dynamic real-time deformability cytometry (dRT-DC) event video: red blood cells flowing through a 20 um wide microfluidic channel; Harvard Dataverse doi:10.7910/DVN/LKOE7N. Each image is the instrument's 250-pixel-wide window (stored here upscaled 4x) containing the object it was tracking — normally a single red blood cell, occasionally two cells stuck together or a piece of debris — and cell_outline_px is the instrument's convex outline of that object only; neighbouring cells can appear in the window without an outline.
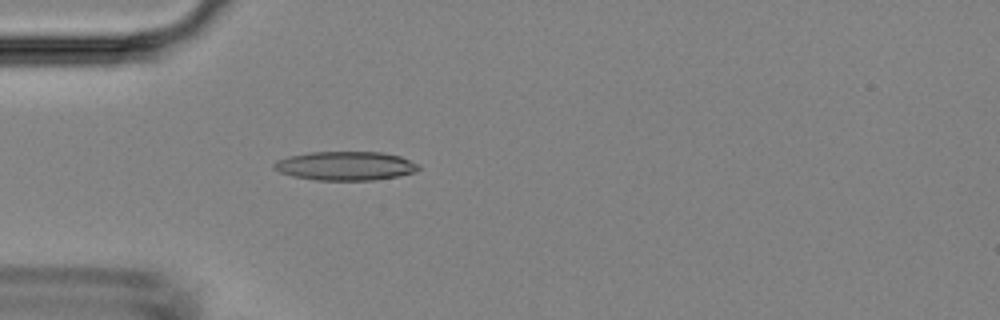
{"species": "Egyptian fruit bat (a non-hibernating species)", "species_latin": "Rousettus aegyptiacus", "temperature_condition": "room temperature", "stored_images_in_passage": 4, "camera_frame_rate_fps": 3000, "um_per_image_px": 0.085, "animal": {"sex": "female"}, "frame": {"image": 1, "passage_image": 4, "time_ms": 3.667, "image_size_px": [1000, 320], "cell_outline_px": [[420, 168], [416, 172], [400, 176], [372, 180], [316, 180], [292, 176], [280, 172], [272, 168], [272, 164], [276, 160], [288, 156], [308, 152], [380, 152], [400, 156], [420, 164]], "centroid_in_image_um": [29.36, 14.1], "position_along_channel_um": 55.6, "area_um2": 24.57}}